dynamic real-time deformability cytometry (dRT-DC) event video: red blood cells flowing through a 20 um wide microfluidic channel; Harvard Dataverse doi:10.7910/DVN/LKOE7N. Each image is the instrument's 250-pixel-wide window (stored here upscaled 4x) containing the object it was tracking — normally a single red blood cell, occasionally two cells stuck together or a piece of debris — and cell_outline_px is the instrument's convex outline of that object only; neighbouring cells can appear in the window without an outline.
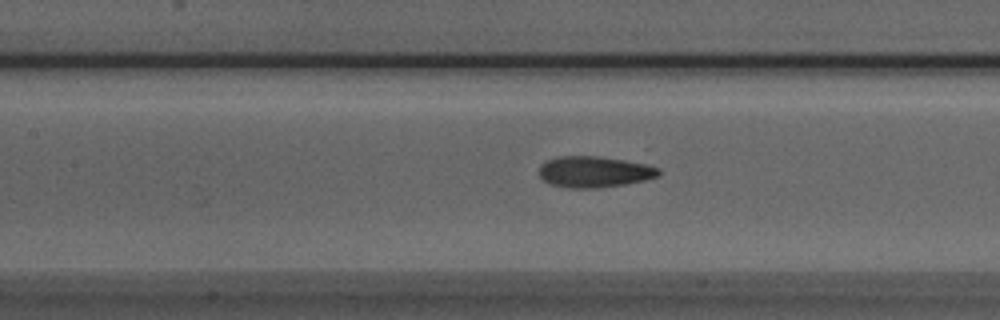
{"species": "Egyptian fruit bat (a non-hibernating species)", "species_latin": "Rousettus aegyptiacus", "temperature_condition": "room temperature", "stored_images_in_passage": 40, "camera_frame_rate_fps": 3000, "um_per_image_px": 0.085, "animal": {"sex": "male"}, "frame": {"image": 1, "passage_image": 11, "time_ms": 3.333, "image_size_px": [1000, 320], "cell_outline_px": [[660, 176], [644, 180], [624, 184], [596, 188], [572, 188], [552, 184], [544, 180], [540, 176], [540, 164], [548, 160], [560, 156], [596, 156], [624, 160], [644, 164], [660, 168]], "centroid_in_image_um": [50.53, 14.6], "position_along_channel_um": 156.9, "area_um2": 21.44}}
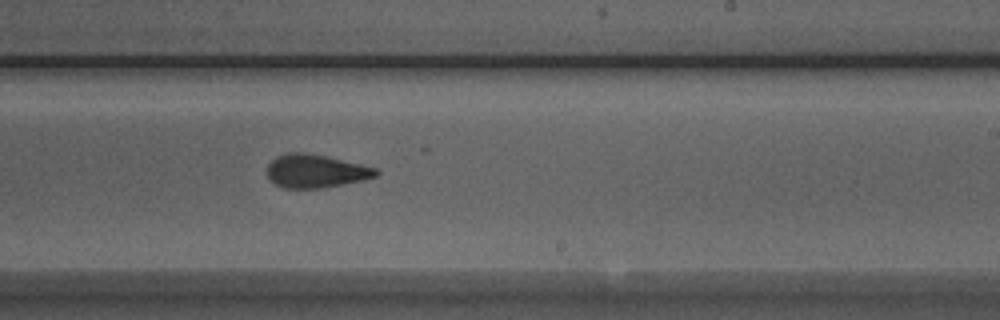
{"frame": {"image": 2, "passage_image": 19, "time_ms": 6.0, "image_size_px": [1000, 320], "cell_outline_px": [[380, 172], [376, 176], [364, 180], [324, 188], [284, 188], [268, 180], [268, 164], [276, 156], [288, 152], [304, 152], [328, 156], [376, 168]], "centroid_in_image_um": [26.83, 14.54], "position_along_channel_um": 262.2, "area_um2": 21.27}}
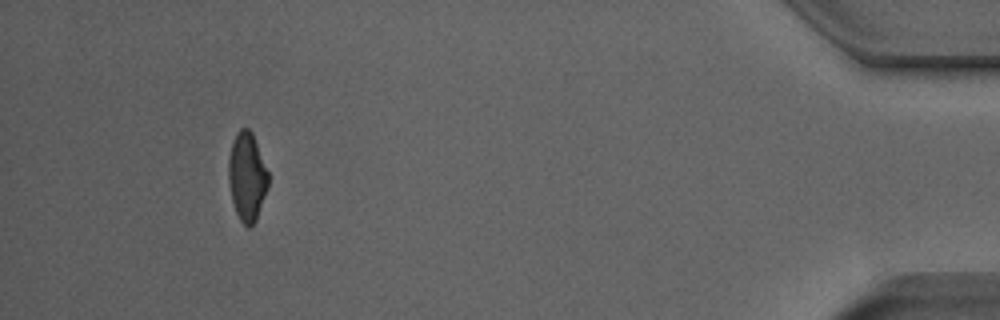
{"frame": {"image": 3, "passage_image": 36, "time_ms": 11.667, "image_size_px": [1000, 320], "cell_outline_px": [[268, 188], [256, 220], [248, 228], [240, 220], [236, 212], [232, 200], [228, 180], [228, 160], [232, 144], [236, 132], [240, 128], [248, 128], [252, 132], [268, 172]], "centroid_in_image_um": [20.99, 15.01], "position_along_channel_um": 414.2, "area_um2": 20.4}, "authors_computed_cell_mechanics": {"area_um2": 21.386, "velocity_mm_per_s": 3.9625, "shape_relaxation_time_tau1_ms": 5.3196, "shape_relaxation_time_tau2_ms": 2.4691, "deformation_change_tau1": 0.1617, "deformation_change_tau2": 0.0944}}